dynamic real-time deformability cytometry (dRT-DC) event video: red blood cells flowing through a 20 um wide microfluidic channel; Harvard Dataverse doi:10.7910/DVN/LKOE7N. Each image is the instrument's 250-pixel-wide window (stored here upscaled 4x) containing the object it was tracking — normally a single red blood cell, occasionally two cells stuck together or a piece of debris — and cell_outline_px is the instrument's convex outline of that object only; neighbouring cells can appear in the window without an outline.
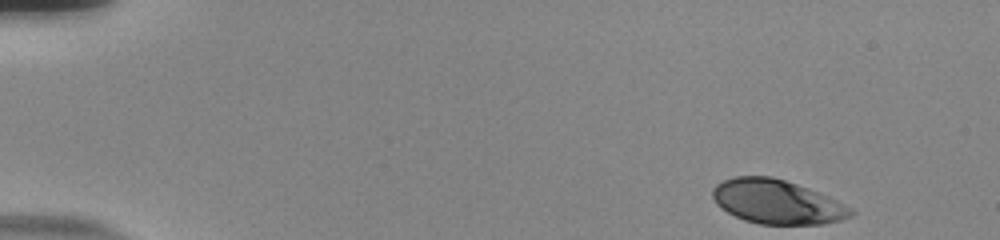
{"species": "human", "species_latin": "Homo sapiens", "temperature_condition": "room temperature", "stored_images_in_passage": 51, "camera_frame_rate_fps": 3000, "um_per_image_px": 0.085, "donor": {"sex": "male"}, "frame": {"image": 1, "passage_image": 1, "time_ms": 0.0, "image_size_px": [1000, 240], "cell_outline_px": [[856, 212], [852, 216], [840, 220], [824, 224], [760, 224], [744, 220], [720, 208], [716, 204], [712, 196], [712, 188], [716, 184], [724, 180], [736, 176], [772, 176], [808, 188], [828, 196], [852, 208]], "centroid_in_image_um": [66.04, 17.16], "position_along_channel_um": 19.0, "area_um2": 35.55}}
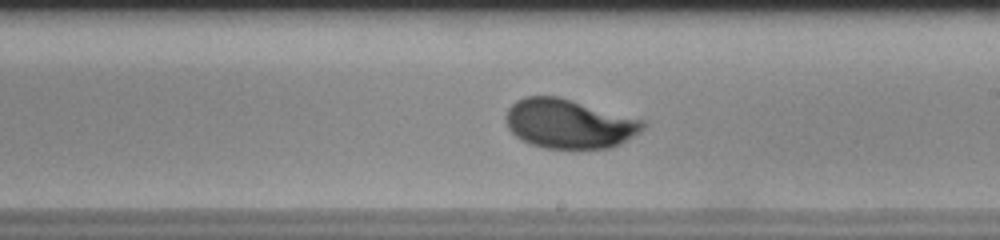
{"frame": {"image": 2, "passage_image": 29, "time_ms": 9.333, "image_size_px": [1000, 240], "cell_outline_px": [[648, 120], [644, 128], [640, 132], [620, 144], [608, 148], [544, 148], [520, 140], [508, 128], [504, 120], [504, 116], [508, 108], [516, 100], [524, 96], [556, 96]], "centroid_in_image_um": [48.37, 10.51], "position_along_channel_um": 240.6, "area_um2": 39.65}}
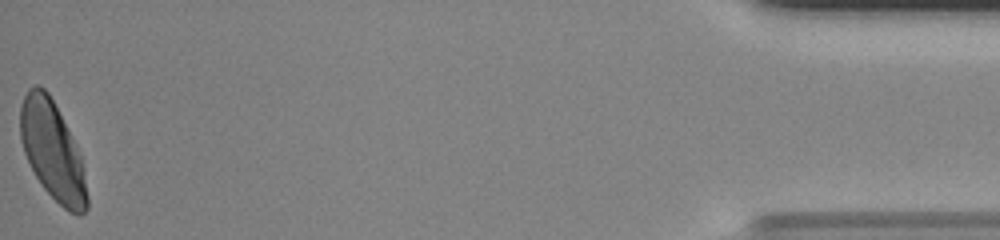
{"frame": {"image": 3, "passage_image": 51, "time_ms": 16.667, "image_size_px": [1000, 240], "cell_outline_px": [[88, 208], [80, 216], [68, 212], [40, 184], [24, 152], [20, 140], [20, 104], [28, 88], [36, 84], [44, 88], [48, 92], [76, 144], [80, 152], [88, 196]], "centroid_in_image_um": [4.46, 12.82], "position_along_channel_um": 430.7, "area_um2": 38.21}, "authors_computed_cell_mechanics": {"area_um2": 37.7434, "velocity_mm_per_s": 3.7534, "shape_relaxation_time_tau1_ms": 2.6595, "shape_relaxation_time_tau2_ms": null, "deformation_change_tau1": 0.1471, "deformation_change_tau2": null}}